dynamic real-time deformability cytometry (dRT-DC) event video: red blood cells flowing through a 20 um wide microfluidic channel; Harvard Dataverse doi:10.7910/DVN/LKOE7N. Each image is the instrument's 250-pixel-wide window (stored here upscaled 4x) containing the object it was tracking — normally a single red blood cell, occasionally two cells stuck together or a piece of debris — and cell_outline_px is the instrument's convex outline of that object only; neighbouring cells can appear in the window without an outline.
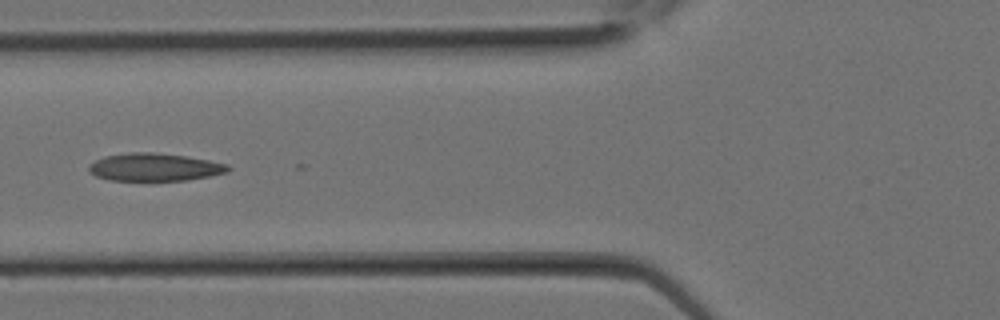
{"species": "Egyptian fruit bat (a non-hibernating species)", "species_latin": "Rousettus aegyptiacus", "temperature_condition": "room temperature", "stored_images_in_passage": 11, "camera_frame_rate_fps": 3000, "um_per_image_px": 0.085, "animal": {"sex": "female"}, "frame": {"image": 1, "passage_image": 10, "time_ms": 3.0, "image_size_px": [1000, 320], "cell_outline_px": [[232, 168], [228, 172], [188, 180], [108, 180], [96, 176], [88, 168], [88, 164], [104, 156], [128, 152], [152, 152], [184, 156], [208, 160], [228, 164]], "centroid_in_image_um": [13.14, 14.2], "position_along_channel_um": 112.7, "area_um2": 22.43}}